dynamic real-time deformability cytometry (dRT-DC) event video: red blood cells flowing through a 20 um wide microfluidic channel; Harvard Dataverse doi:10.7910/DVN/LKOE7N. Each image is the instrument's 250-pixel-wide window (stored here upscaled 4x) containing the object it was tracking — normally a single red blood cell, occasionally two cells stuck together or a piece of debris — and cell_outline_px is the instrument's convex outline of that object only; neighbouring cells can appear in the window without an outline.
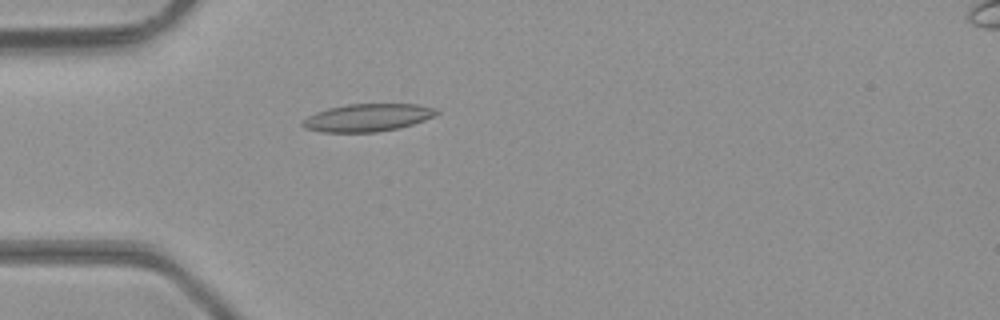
{"species": "common noctule bat (a hibernating species)", "species_latin": "Nyctalus noctula", "temperature_condition": "room temperature", "stored_images_in_passage": 38, "camera_frame_rate_fps": 3000, "um_per_image_px": 0.085, "animal": {"sex": "male", "body_mass_g": 23.1, "forearm_length_mm": 52.7}, "frame": {"image": 1, "passage_image": 4, "time_ms": 1.0, "image_size_px": [1000, 320], "cell_outline_px": [[440, 112], [424, 120], [400, 128], [376, 132], [320, 132], [304, 128], [300, 124], [308, 116], [316, 112], [328, 108], [348, 104], [420, 104], [436, 108]], "centroid_in_image_um": [31.24, 10.0], "position_along_channel_um": 53.8, "area_um2": 21.62}}
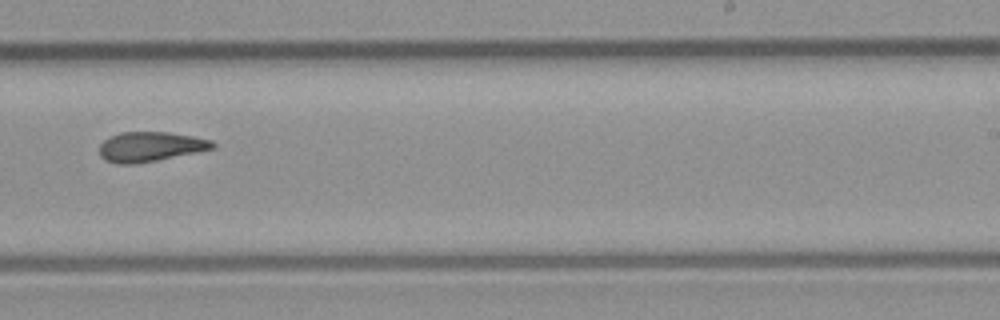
{"frame": {"image": 2, "passage_image": 20, "time_ms": 6.333, "image_size_px": [1000, 320], "cell_outline_px": [[216, 144], [212, 148], [196, 152], [136, 164], [116, 164], [104, 160], [100, 156], [100, 144], [104, 140], [120, 132], [168, 132], [192, 136], [212, 140]], "centroid_in_image_um": [12.74, 12.47], "position_along_channel_um": 276.3, "area_um2": 19.48}}
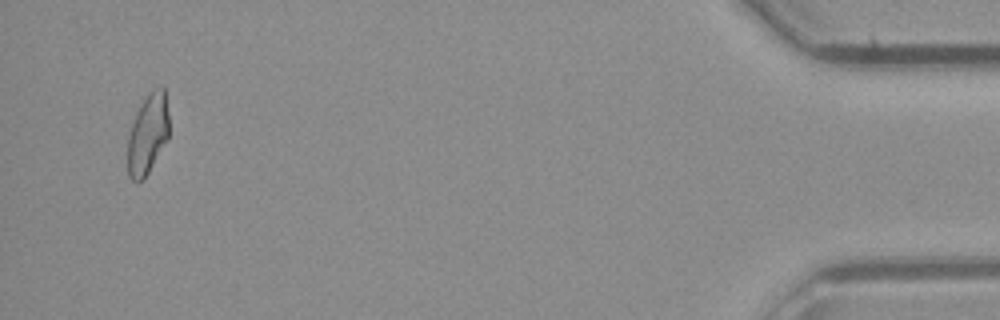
{"frame": {"image": 3, "passage_image": 36, "time_ms": 11.667, "image_size_px": [1000, 320], "cell_outline_px": [[168, 140], [148, 172], [140, 180], [132, 180], [128, 176], [128, 136], [136, 112], [140, 104], [148, 92], [152, 88], [164, 88], [168, 112]], "centroid_in_image_um": [12.56, 11.36], "position_along_channel_um": 422.6, "area_um2": 19.19}, "authors_computed_cell_mechanics": {"area_um2": 19.8254, "velocity_mm_per_s": 4.3339, "shape_relaxation_time_tau1_ms": null, "shape_relaxation_time_tau2_ms": 2.9761, "deformation_change_tau1": null, "deformation_change_tau2": 0.115}}